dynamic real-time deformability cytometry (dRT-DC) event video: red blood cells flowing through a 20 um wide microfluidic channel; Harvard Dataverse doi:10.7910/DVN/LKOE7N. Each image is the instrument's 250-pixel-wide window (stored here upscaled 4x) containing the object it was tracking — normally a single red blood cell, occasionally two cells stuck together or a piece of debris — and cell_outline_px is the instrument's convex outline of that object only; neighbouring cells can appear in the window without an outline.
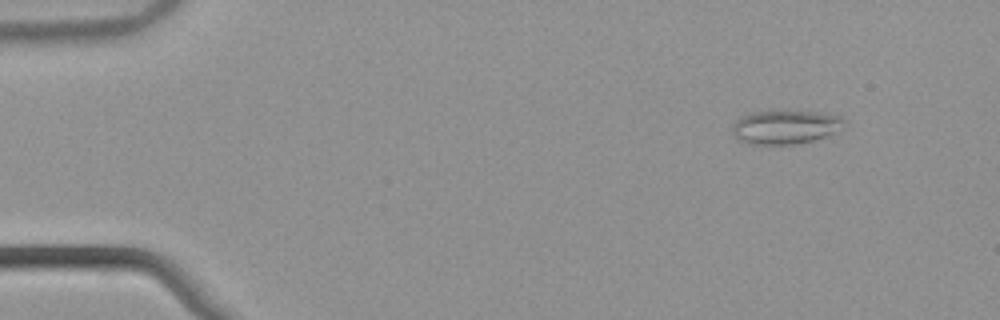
{"species": "common noctule bat (a hibernating species)", "species_latin": "Nyctalus noctula", "temperature_condition": "warm", "stored_images_in_passage": 48, "camera_frame_rate_fps": 3000, "um_per_image_px": 0.085, "animal": {"sex": "male", "body_mass_g": 21.5, "forearm_length_mm": 52.0}, "frame": {"image": 1, "passage_image": 1, "time_ms": 0.0, "image_size_px": [1000, 320], "cell_outline_px": [[848, 120], [832, 132], [824, 136], [812, 140], [796, 144], [748, 144], [736, 140], [732, 132], [732, 124], [740, 116], [752, 112], [828, 112], [840, 116]], "centroid_in_image_um": [66.69, 10.8], "position_along_channel_um": 18.3, "area_um2": 21.85}}
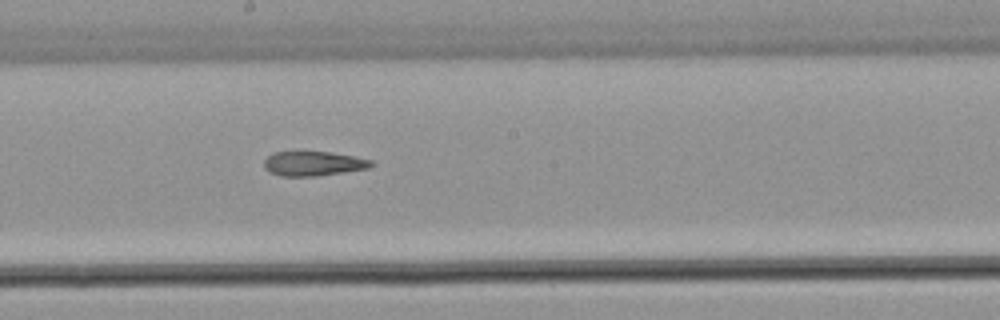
{"frame": {"image": 2, "passage_image": 25, "time_ms": 8.0, "image_size_px": [1000, 320], "cell_outline_px": [[376, 164], [368, 168], [316, 176], [280, 176], [268, 172], [264, 168], [264, 160], [272, 152], [328, 152], [352, 156], [372, 160]], "centroid_in_image_um": [26.6, 13.91], "position_along_channel_um": 221.6, "area_um2": 15.26}}
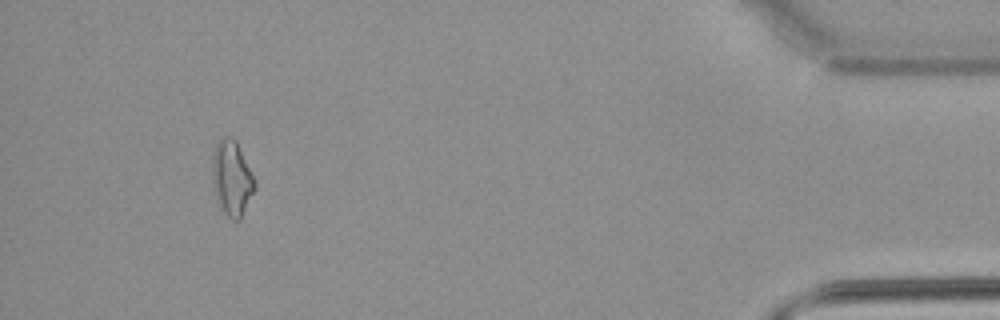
{"frame": {"image": 3, "passage_image": 45, "time_ms": 14.667, "image_size_px": [1000, 320], "cell_outline_px": [[256, 188], [240, 220], [232, 220], [216, 204], [212, 180], [212, 156], [216, 144], [224, 136], [232, 136], [236, 140], [256, 180]], "centroid_in_image_um": [19.7, 15.16], "position_along_channel_um": 415.5, "area_um2": 18.96}, "authors_computed_cell_mechanics": {"area_um2": 16.8198, "velocity_mm_per_s": 3.8896, "shape_relaxation_time_tau1_ms": null, "shape_relaxation_time_tau2_ms": 7.0645, "deformation_change_tau1": null, "deformation_change_tau2": 0.1788}}